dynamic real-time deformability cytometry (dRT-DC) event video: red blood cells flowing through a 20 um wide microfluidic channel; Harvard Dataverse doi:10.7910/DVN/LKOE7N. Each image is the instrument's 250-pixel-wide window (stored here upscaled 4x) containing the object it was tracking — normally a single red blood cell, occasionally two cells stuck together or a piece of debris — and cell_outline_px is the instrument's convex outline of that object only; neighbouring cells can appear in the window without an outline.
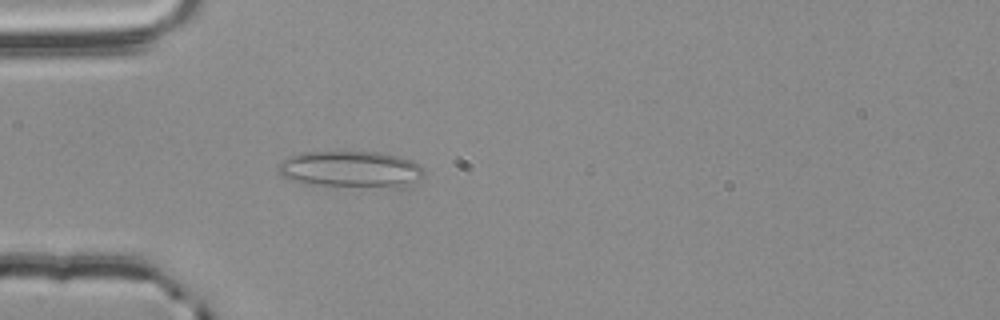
{"species": "common noctule bat (a hibernating species)", "species_latin": "Nyctalus noctula", "temperature_condition": "room temperature", "stored_images_in_passage": 40, "camera_frame_rate_fps": 3000, "um_per_image_px": 0.085, "animal": {"sex": "male", "body_mass_g": 20.4}, "frame": {"image": 1, "passage_image": 1, "time_ms": 0.0, "image_size_px": [1000, 320], "cell_outline_px": [[424, 172], [420, 180], [400, 188], [320, 184], [296, 180], [284, 176], [280, 172], [280, 160], [300, 152], [380, 152], [400, 156], [412, 160]], "centroid_in_image_um": [29.9, 14.37], "position_along_channel_um": 55.1, "area_um2": 30.46}}
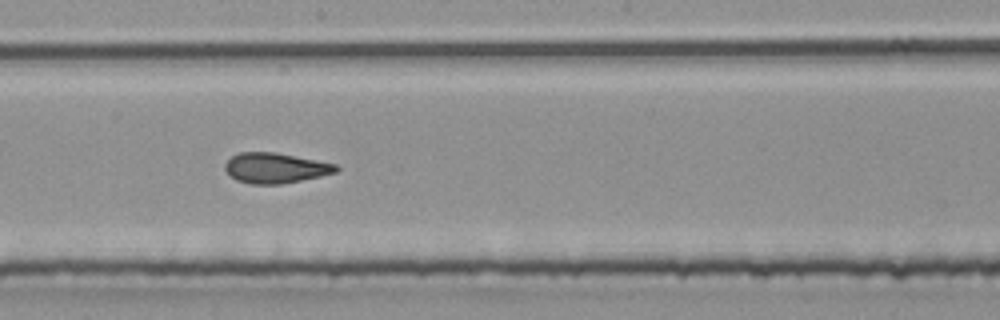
{"frame": {"image": 2, "passage_image": 15, "time_ms": 4.667, "image_size_px": [1000, 320], "cell_outline_px": [[340, 168], [336, 172], [320, 176], [280, 184], [248, 184], [236, 180], [224, 168], [224, 164], [232, 156], [240, 152], [276, 152], [336, 164]], "centroid_in_image_um": [23.39, 14.27], "position_along_channel_um": 224.8, "area_um2": 19.48}}
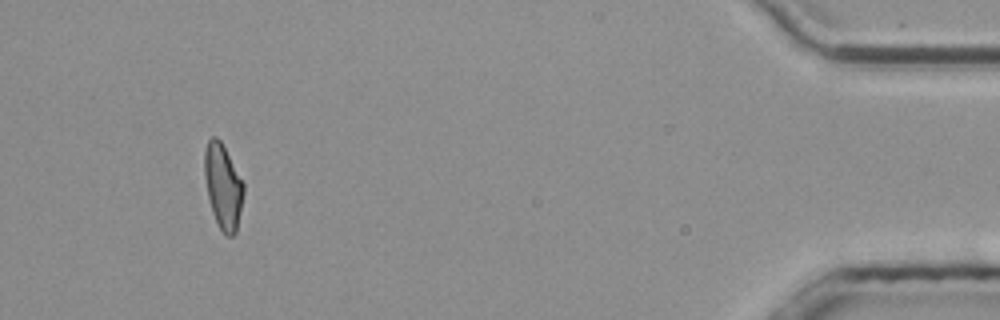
{"frame": {"image": 3, "passage_image": 36, "time_ms": 11.667, "image_size_px": [1000, 320], "cell_outline_px": [[244, 192], [236, 232], [232, 236], [224, 236], [212, 212], [208, 196], [204, 176], [204, 152], [208, 140], [212, 136], [216, 136], [220, 140], [244, 184]], "centroid_in_image_um": [18.94, 15.85], "position_along_channel_um": 416.3, "area_um2": 19.13}, "authors_computed_cell_mechanics": {"area_um2": 19.5364, "velocity_mm_per_s": 3.7792, "shape_relaxation_time_tau1_ms": null, "shape_relaxation_time_tau2_ms": 1.6447, "deformation_change_tau1": null, "deformation_change_tau2": 0.0833}}